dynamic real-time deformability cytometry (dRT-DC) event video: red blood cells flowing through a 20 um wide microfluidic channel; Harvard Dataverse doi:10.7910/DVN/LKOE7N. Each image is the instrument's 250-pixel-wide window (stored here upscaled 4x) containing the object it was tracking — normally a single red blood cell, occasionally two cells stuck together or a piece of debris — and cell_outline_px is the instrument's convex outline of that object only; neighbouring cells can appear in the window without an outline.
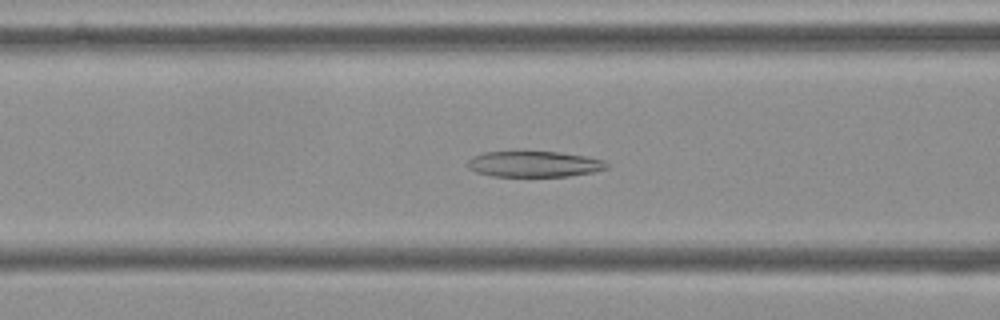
{"species": "Egyptian fruit bat (a non-hibernating species)", "species_latin": "Rousettus aegyptiacus", "temperature_condition": "cold", "stored_images_in_passage": 57, "camera_frame_rate_fps": 3000, "um_per_image_px": 0.085, "frame": {"image": 1, "passage_image": 22, "time_ms": 7.0, "image_size_px": [1000, 320], "cell_outline_px": [[608, 168], [592, 172], [568, 176], [492, 176], [476, 172], [468, 168], [468, 160], [472, 156], [484, 152], [560, 152], [584, 156], [604, 160], [608, 164]], "centroid_in_image_um": [45.39, 13.95], "position_along_channel_um": 121.2, "area_um2": 20.81}}
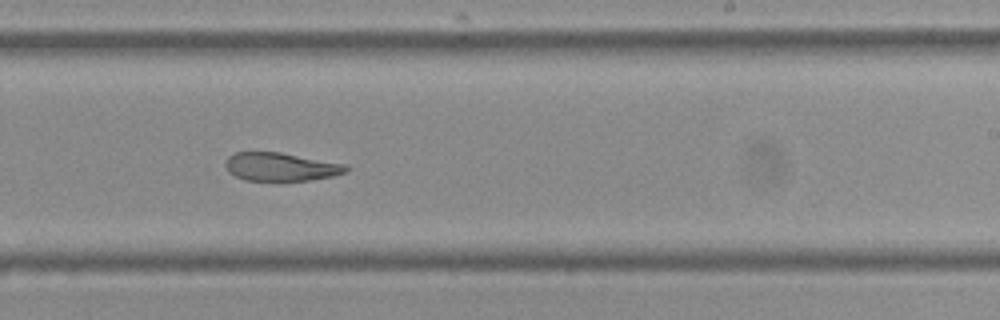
{"frame": {"image": 2, "passage_image": 34, "time_ms": 11.0, "image_size_px": [1000, 320], "cell_outline_px": [[348, 172], [332, 176], [308, 180], [280, 184], [244, 180], [228, 172], [224, 164], [228, 156], [236, 152], [280, 152], [348, 164]], "centroid_in_image_um": [23.86, 14.22], "position_along_channel_um": 265.1, "area_um2": 20.87}}
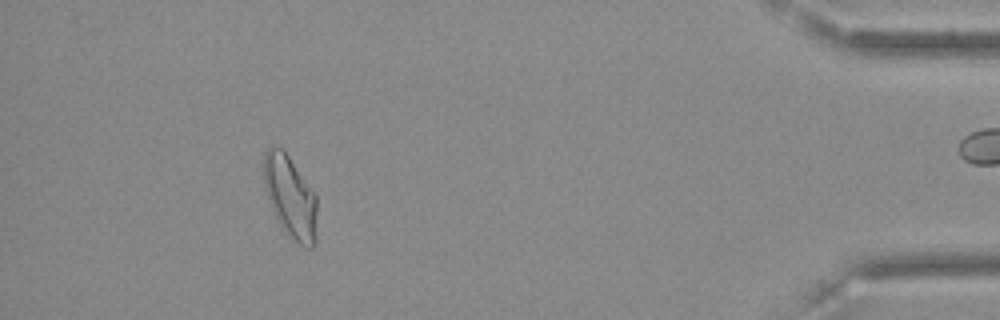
{"frame": {"image": 3, "passage_image": 51, "time_ms": 16.667, "image_size_px": [1000, 320], "cell_outline_px": [[316, 240], [312, 248], [304, 248], [288, 236], [284, 232], [272, 208], [264, 184], [264, 152], [272, 144], [280, 148], [288, 156], [316, 192]], "centroid_in_image_um": [24.7, 16.76], "position_along_channel_um": 410.5, "area_um2": 25.55}, "authors_computed_cell_mechanics": {"area_um2": 22.9466, "velocity_mm_per_s": 3.6023, "shape_relaxation_time_tau1_ms": null, "shape_relaxation_time_tau2_ms": 3.8073, "deformation_change_tau1": null, "deformation_change_tau2": 0.1049}}